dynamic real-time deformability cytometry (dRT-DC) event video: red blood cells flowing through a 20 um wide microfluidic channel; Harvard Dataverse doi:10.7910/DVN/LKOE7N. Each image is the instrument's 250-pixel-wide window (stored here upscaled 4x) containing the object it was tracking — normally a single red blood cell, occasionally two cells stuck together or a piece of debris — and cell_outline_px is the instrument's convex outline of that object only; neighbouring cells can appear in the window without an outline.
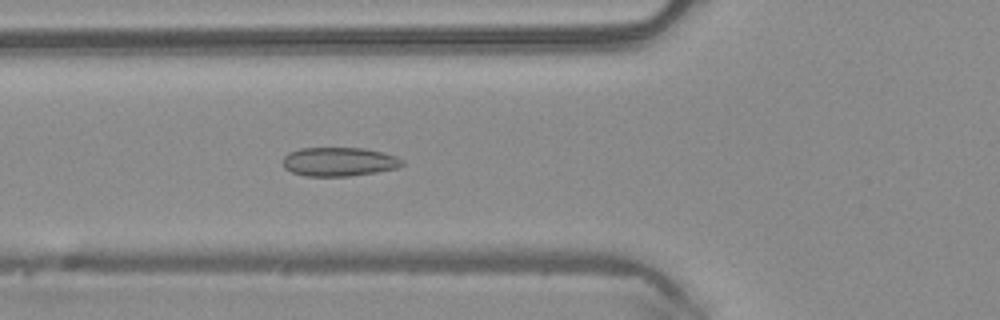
{"species": "common noctule bat (a hibernating species)", "species_latin": "Nyctalus noctula", "temperature_condition": "warm", "stored_images_in_passage": 49, "camera_frame_rate_fps": 3000, "um_per_image_px": 0.085, "animal": {"sex": "male", "body_mass_g": 20.4}, "frame": {"image": 1, "passage_image": 18, "time_ms": 5.667, "image_size_px": [1000, 320], "cell_outline_px": [[404, 164], [396, 168], [376, 172], [348, 176], [304, 176], [292, 172], [284, 168], [284, 156], [288, 152], [300, 148], [364, 148], [384, 152], [396, 156], [404, 160]], "centroid_in_image_um": [28.82, 13.74], "position_along_channel_um": 97.0, "area_um2": 20.17}}
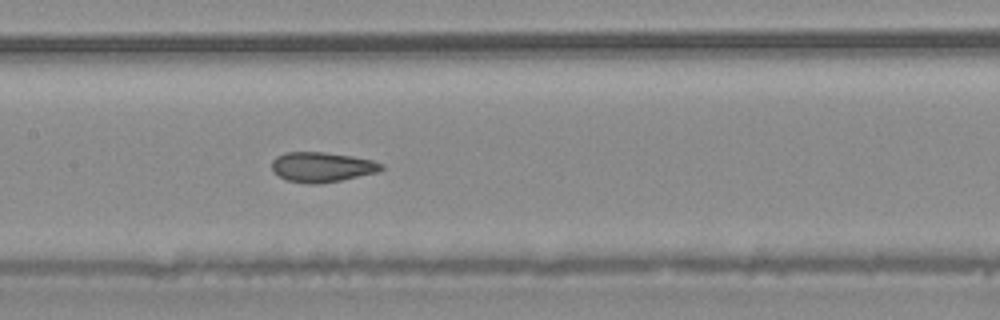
{"frame": {"image": 2, "passage_image": 24, "time_ms": 7.667, "image_size_px": [1000, 320], "cell_outline_px": [[384, 168], [380, 172], [320, 184], [312, 184], [288, 180], [272, 172], [272, 160], [276, 156], [284, 152], [324, 152], [352, 156], [372, 160], [384, 164]], "centroid_in_image_um": [27.38, 14.19], "position_along_channel_um": 180.0, "area_um2": 19.19}}
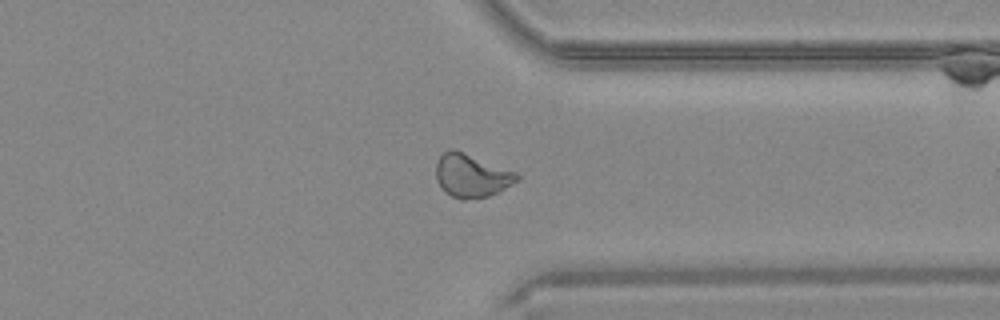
{"frame": {"image": 3, "passage_image": 38, "time_ms": 12.333, "image_size_px": [1000, 320], "cell_outline_px": [[520, 180], [488, 196], [464, 200], [460, 200], [444, 192], [436, 180], [436, 164], [440, 156], [448, 148], [452, 148], [516, 172], [520, 176]], "centroid_in_image_um": [40.05, 14.93], "position_along_channel_um": 371.4, "area_um2": 20.29}, "authors_computed_cell_mechanics": {"area_um2": 20.2878, "velocity_mm_per_s": 4.1269, "shape_relaxation_time_tau1_ms": null, "shape_relaxation_time_tau2_ms": 1.2201, "deformation_change_tau1": null, "deformation_change_tau2": 0.0544}}